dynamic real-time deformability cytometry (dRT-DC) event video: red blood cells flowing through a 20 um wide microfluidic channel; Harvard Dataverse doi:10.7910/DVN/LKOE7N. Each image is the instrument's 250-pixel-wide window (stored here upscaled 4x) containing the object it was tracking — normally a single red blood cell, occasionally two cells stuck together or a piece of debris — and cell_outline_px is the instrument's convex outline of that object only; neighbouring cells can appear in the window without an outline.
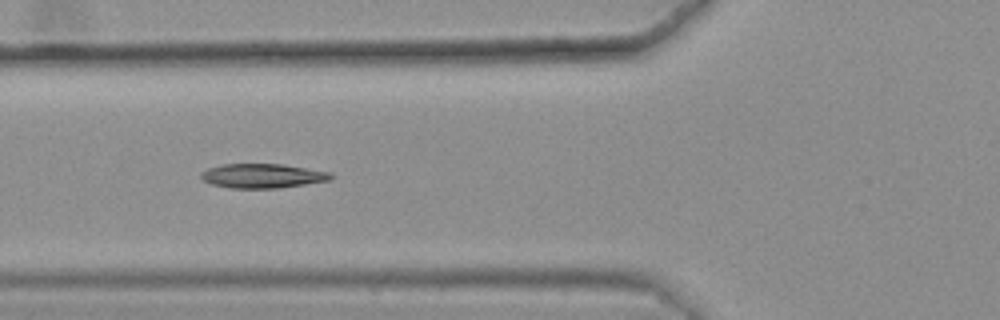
{"species": "common noctule bat (a hibernating species)", "species_latin": "Nyctalus noctula", "temperature_condition": "warm", "stored_images_in_passage": 49, "camera_frame_rate_fps": 3000, "um_per_image_px": 0.085, "animal": {"sex": "female", "body_mass_g": 25.1}, "frame": {"image": 1, "passage_image": 22, "time_ms": 7.0, "image_size_px": [1000, 320], "cell_outline_px": [[332, 180], [276, 188], [228, 188], [212, 184], [204, 180], [200, 176], [200, 172], [208, 168], [224, 164], [284, 164], [332, 172]], "centroid_in_image_um": [22.32, 14.94], "position_along_channel_um": 103.5, "area_um2": 18.44}, "authors_computed_cell_mechanics": {"area_um2": 18.4382, "velocity_mm_per_s": 3.6446, "shape_relaxation_time_tau1_ms": 7.4101, "shape_relaxation_time_tau2_ms": null, "deformation_change_tau1": 0.1827, "deformation_change_tau2": null}}